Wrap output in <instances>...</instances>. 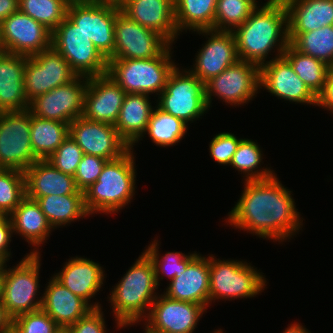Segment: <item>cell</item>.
<instances>
[{"label":"cell","mask_w":333,"mask_h":333,"mask_svg":"<svg viewBox=\"0 0 333 333\" xmlns=\"http://www.w3.org/2000/svg\"><path fill=\"white\" fill-rule=\"evenodd\" d=\"M243 183L240 199L228 212L226 223L279 244L302 230L303 217L297 211L292 191L283 186L276 173Z\"/></svg>","instance_id":"cell-1"},{"label":"cell","mask_w":333,"mask_h":333,"mask_svg":"<svg viewBox=\"0 0 333 333\" xmlns=\"http://www.w3.org/2000/svg\"><path fill=\"white\" fill-rule=\"evenodd\" d=\"M232 32L240 60L261 67L268 62L269 55H273L271 52H277L272 59L281 57L290 44L285 3L283 0H268L263 6L259 4Z\"/></svg>","instance_id":"cell-2"},{"label":"cell","mask_w":333,"mask_h":333,"mask_svg":"<svg viewBox=\"0 0 333 333\" xmlns=\"http://www.w3.org/2000/svg\"><path fill=\"white\" fill-rule=\"evenodd\" d=\"M109 293L117 329L133 326L148 316L158 286L152 260L143 251Z\"/></svg>","instance_id":"cell-3"},{"label":"cell","mask_w":333,"mask_h":333,"mask_svg":"<svg viewBox=\"0 0 333 333\" xmlns=\"http://www.w3.org/2000/svg\"><path fill=\"white\" fill-rule=\"evenodd\" d=\"M130 148L121 157L107 161L97 178L83 191L85 207L90 215L104 213L111 216L131 203L135 195L136 161Z\"/></svg>","instance_id":"cell-4"},{"label":"cell","mask_w":333,"mask_h":333,"mask_svg":"<svg viewBox=\"0 0 333 333\" xmlns=\"http://www.w3.org/2000/svg\"><path fill=\"white\" fill-rule=\"evenodd\" d=\"M172 44L159 56L148 59H109L107 74L127 94H155L163 90L176 65Z\"/></svg>","instance_id":"cell-5"},{"label":"cell","mask_w":333,"mask_h":333,"mask_svg":"<svg viewBox=\"0 0 333 333\" xmlns=\"http://www.w3.org/2000/svg\"><path fill=\"white\" fill-rule=\"evenodd\" d=\"M264 273L246 261L217 259L210 255V305L216 300L247 299L261 294L267 286Z\"/></svg>","instance_id":"cell-6"},{"label":"cell","mask_w":333,"mask_h":333,"mask_svg":"<svg viewBox=\"0 0 333 333\" xmlns=\"http://www.w3.org/2000/svg\"><path fill=\"white\" fill-rule=\"evenodd\" d=\"M156 100L159 109L187 125L201 119L209 110L205 99V84L189 69H179V66L171 72L164 90Z\"/></svg>","instance_id":"cell-7"},{"label":"cell","mask_w":333,"mask_h":333,"mask_svg":"<svg viewBox=\"0 0 333 333\" xmlns=\"http://www.w3.org/2000/svg\"><path fill=\"white\" fill-rule=\"evenodd\" d=\"M41 255L26 253L16 266L7 268L6 265L2 303L12 319L41 309L42 296L38 294Z\"/></svg>","instance_id":"cell-8"},{"label":"cell","mask_w":333,"mask_h":333,"mask_svg":"<svg viewBox=\"0 0 333 333\" xmlns=\"http://www.w3.org/2000/svg\"><path fill=\"white\" fill-rule=\"evenodd\" d=\"M52 47L78 76L95 77L108 70V60L67 16L52 32Z\"/></svg>","instance_id":"cell-9"},{"label":"cell","mask_w":333,"mask_h":333,"mask_svg":"<svg viewBox=\"0 0 333 333\" xmlns=\"http://www.w3.org/2000/svg\"><path fill=\"white\" fill-rule=\"evenodd\" d=\"M258 90L260 91V67L239 60L205 83L206 104L210 109L213 98L217 97L225 105L245 106L257 96Z\"/></svg>","instance_id":"cell-10"},{"label":"cell","mask_w":333,"mask_h":333,"mask_svg":"<svg viewBox=\"0 0 333 333\" xmlns=\"http://www.w3.org/2000/svg\"><path fill=\"white\" fill-rule=\"evenodd\" d=\"M120 11V7L110 4L91 0H71L67 9V17L109 60L114 54V23Z\"/></svg>","instance_id":"cell-11"},{"label":"cell","mask_w":333,"mask_h":333,"mask_svg":"<svg viewBox=\"0 0 333 333\" xmlns=\"http://www.w3.org/2000/svg\"><path fill=\"white\" fill-rule=\"evenodd\" d=\"M31 112H0V168L25 171L39 160L30 140Z\"/></svg>","instance_id":"cell-12"},{"label":"cell","mask_w":333,"mask_h":333,"mask_svg":"<svg viewBox=\"0 0 333 333\" xmlns=\"http://www.w3.org/2000/svg\"><path fill=\"white\" fill-rule=\"evenodd\" d=\"M171 43L160 33L129 19L121 11L114 23L111 59H148L161 55Z\"/></svg>","instance_id":"cell-13"},{"label":"cell","mask_w":333,"mask_h":333,"mask_svg":"<svg viewBox=\"0 0 333 333\" xmlns=\"http://www.w3.org/2000/svg\"><path fill=\"white\" fill-rule=\"evenodd\" d=\"M52 47V32L20 10L0 23V50L30 57Z\"/></svg>","instance_id":"cell-14"},{"label":"cell","mask_w":333,"mask_h":333,"mask_svg":"<svg viewBox=\"0 0 333 333\" xmlns=\"http://www.w3.org/2000/svg\"><path fill=\"white\" fill-rule=\"evenodd\" d=\"M78 75L69 63L53 48L26 56L24 77L28 102L58 86L74 80Z\"/></svg>","instance_id":"cell-15"},{"label":"cell","mask_w":333,"mask_h":333,"mask_svg":"<svg viewBox=\"0 0 333 333\" xmlns=\"http://www.w3.org/2000/svg\"><path fill=\"white\" fill-rule=\"evenodd\" d=\"M88 77L77 76L71 82L35 97L28 110L39 118L70 124L83 114Z\"/></svg>","instance_id":"cell-16"},{"label":"cell","mask_w":333,"mask_h":333,"mask_svg":"<svg viewBox=\"0 0 333 333\" xmlns=\"http://www.w3.org/2000/svg\"><path fill=\"white\" fill-rule=\"evenodd\" d=\"M205 312L200 304L171 299L162 293L151 305L143 324L151 333H194Z\"/></svg>","instance_id":"cell-17"},{"label":"cell","mask_w":333,"mask_h":333,"mask_svg":"<svg viewBox=\"0 0 333 333\" xmlns=\"http://www.w3.org/2000/svg\"><path fill=\"white\" fill-rule=\"evenodd\" d=\"M195 32L208 40L197 51L189 70L204 84L240 60L232 31L208 29Z\"/></svg>","instance_id":"cell-18"},{"label":"cell","mask_w":333,"mask_h":333,"mask_svg":"<svg viewBox=\"0 0 333 333\" xmlns=\"http://www.w3.org/2000/svg\"><path fill=\"white\" fill-rule=\"evenodd\" d=\"M69 135L84 154L108 161L121 157L130 149L114 125L89 121L82 116L69 124Z\"/></svg>","instance_id":"cell-19"},{"label":"cell","mask_w":333,"mask_h":333,"mask_svg":"<svg viewBox=\"0 0 333 333\" xmlns=\"http://www.w3.org/2000/svg\"><path fill=\"white\" fill-rule=\"evenodd\" d=\"M260 89H266L272 96L291 103L307 104V106L317 104V97L283 56L270 59L260 67Z\"/></svg>","instance_id":"cell-20"},{"label":"cell","mask_w":333,"mask_h":333,"mask_svg":"<svg viewBox=\"0 0 333 333\" xmlns=\"http://www.w3.org/2000/svg\"><path fill=\"white\" fill-rule=\"evenodd\" d=\"M126 92L106 73L88 78L82 117L115 125Z\"/></svg>","instance_id":"cell-21"},{"label":"cell","mask_w":333,"mask_h":333,"mask_svg":"<svg viewBox=\"0 0 333 333\" xmlns=\"http://www.w3.org/2000/svg\"><path fill=\"white\" fill-rule=\"evenodd\" d=\"M99 262L87 259L81 256H75L64 263L63 268L52 276L58 280L64 287L68 288L73 294L81 297L92 308H101L100 302L91 303V298L103 286L106 274Z\"/></svg>","instance_id":"cell-22"},{"label":"cell","mask_w":333,"mask_h":333,"mask_svg":"<svg viewBox=\"0 0 333 333\" xmlns=\"http://www.w3.org/2000/svg\"><path fill=\"white\" fill-rule=\"evenodd\" d=\"M210 255L200 253L188 264L185 271L169 282L163 294L178 301L202 305L206 310L210 305Z\"/></svg>","instance_id":"cell-23"},{"label":"cell","mask_w":333,"mask_h":333,"mask_svg":"<svg viewBox=\"0 0 333 333\" xmlns=\"http://www.w3.org/2000/svg\"><path fill=\"white\" fill-rule=\"evenodd\" d=\"M120 9L129 19L157 31L172 45L180 36L175 24L174 0H127Z\"/></svg>","instance_id":"cell-24"},{"label":"cell","mask_w":333,"mask_h":333,"mask_svg":"<svg viewBox=\"0 0 333 333\" xmlns=\"http://www.w3.org/2000/svg\"><path fill=\"white\" fill-rule=\"evenodd\" d=\"M25 69L26 56L0 50V112L29 108L24 86Z\"/></svg>","instance_id":"cell-25"},{"label":"cell","mask_w":333,"mask_h":333,"mask_svg":"<svg viewBox=\"0 0 333 333\" xmlns=\"http://www.w3.org/2000/svg\"><path fill=\"white\" fill-rule=\"evenodd\" d=\"M26 197L37 200L48 195L84 194L74 176L55 168L48 160H37L24 171Z\"/></svg>","instance_id":"cell-26"},{"label":"cell","mask_w":333,"mask_h":333,"mask_svg":"<svg viewBox=\"0 0 333 333\" xmlns=\"http://www.w3.org/2000/svg\"><path fill=\"white\" fill-rule=\"evenodd\" d=\"M50 278L42 294L41 309L60 327H69L93 309L53 276Z\"/></svg>","instance_id":"cell-27"},{"label":"cell","mask_w":333,"mask_h":333,"mask_svg":"<svg viewBox=\"0 0 333 333\" xmlns=\"http://www.w3.org/2000/svg\"><path fill=\"white\" fill-rule=\"evenodd\" d=\"M12 222L13 234L23 237L28 245L34 249L28 254L39 255V247L44 245L54 230L48 222L40 205L32 199L25 197L9 215Z\"/></svg>","instance_id":"cell-28"},{"label":"cell","mask_w":333,"mask_h":333,"mask_svg":"<svg viewBox=\"0 0 333 333\" xmlns=\"http://www.w3.org/2000/svg\"><path fill=\"white\" fill-rule=\"evenodd\" d=\"M150 99L146 94H126L124 98L114 126L130 148L145 138L144 132L155 107Z\"/></svg>","instance_id":"cell-29"},{"label":"cell","mask_w":333,"mask_h":333,"mask_svg":"<svg viewBox=\"0 0 333 333\" xmlns=\"http://www.w3.org/2000/svg\"><path fill=\"white\" fill-rule=\"evenodd\" d=\"M288 33H304L333 25V0H283Z\"/></svg>","instance_id":"cell-30"},{"label":"cell","mask_w":333,"mask_h":333,"mask_svg":"<svg viewBox=\"0 0 333 333\" xmlns=\"http://www.w3.org/2000/svg\"><path fill=\"white\" fill-rule=\"evenodd\" d=\"M36 202L53 229L90 216L85 207L84 194L48 195L39 197Z\"/></svg>","instance_id":"cell-31"},{"label":"cell","mask_w":333,"mask_h":333,"mask_svg":"<svg viewBox=\"0 0 333 333\" xmlns=\"http://www.w3.org/2000/svg\"><path fill=\"white\" fill-rule=\"evenodd\" d=\"M217 0H174L175 24L185 31L214 30Z\"/></svg>","instance_id":"cell-32"},{"label":"cell","mask_w":333,"mask_h":333,"mask_svg":"<svg viewBox=\"0 0 333 333\" xmlns=\"http://www.w3.org/2000/svg\"><path fill=\"white\" fill-rule=\"evenodd\" d=\"M69 135V124L31 114L30 140L39 160L49 158Z\"/></svg>","instance_id":"cell-33"},{"label":"cell","mask_w":333,"mask_h":333,"mask_svg":"<svg viewBox=\"0 0 333 333\" xmlns=\"http://www.w3.org/2000/svg\"><path fill=\"white\" fill-rule=\"evenodd\" d=\"M294 72L317 97L323 90L328 72L332 69L326 63L302 54L289 44L282 55Z\"/></svg>","instance_id":"cell-34"},{"label":"cell","mask_w":333,"mask_h":333,"mask_svg":"<svg viewBox=\"0 0 333 333\" xmlns=\"http://www.w3.org/2000/svg\"><path fill=\"white\" fill-rule=\"evenodd\" d=\"M288 37L296 50L333 68V25L304 33H288Z\"/></svg>","instance_id":"cell-35"},{"label":"cell","mask_w":333,"mask_h":333,"mask_svg":"<svg viewBox=\"0 0 333 333\" xmlns=\"http://www.w3.org/2000/svg\"><path fill=\"white\" fill-rule=\"evenodd\" d=\"M188 128L181 119L162 111L155 105L144 135L147 134L156 146L171 147L183 140Z\"/></svg>","instance_id":"cell-36"},{"label":"cell","mask_w":333,"mask_h":333,"mask_svg":"<svg viewBox=\"0 0 333 333\" xmlns=\"http://www.w3.org/2000/svg\"><path fill=\"white\" fill-rule=\"evenodd\" d=\"M258 143L244 138L240 141L236 152L233 155L230 166L240 174L243 173L245 181H253L272 177L275 172L269 167H262L263 151ZM262 163V164H261ZM261 166V167H260Z\"/></svg>","instance_id":"cell-37"},{"label":"cell","mask_w":333,"mask_h":333,"mask_svg":"<svg viewBox=\"0 0 333 333\" xmlns=\"http://www.w3.org/2000/svg\"><path fill=\"white\" fill-rule=\"evenodd\" d=\"M153 240L154 241H151L152 243L143 251L153 262L157 286H160L159 281L163 280V276L168 277L169 281L180 276L185 271L188 264L199 254L196 251L188 254L176 251L166 252V254L162 256L159 253V241L157 238Z\"/></svg>","instance_id":"cell-38"},{"label":"cell","mask_w":333,"mask_h":333,"mask_svg":"<svg viewBox=\"0 0 333 333\" xmlns=\"http://www.w3.org/2000/svg\"><path fill=\"white\" fill-rule=\"evenodd\" d=\"M71 0H19V10L51 32L66 18Z\"/></svg>","instance_id":"cell-39"},{"label":"cell","mask_w":333,"mask_h":333,"mask_svg":"<svg viewBox=\"0 0 333 333\" xmlns=\"http://www.w3.org/2000/svg\"><path fill=\"white\" fill-rule=\"evenodd\" d=\"M255 0H217L214 30L233 31L258 6Z\"/></svg>","instance_id":"cell-40"},{"label":"cell","mask_w":333,"mask_h":333,"mask_svg":"<svg viewBox=\"0 0 333 333\" xmlns=\"http://www.w3.org/2000/svg\"><path fill=\"white\" fill-rule=\"evenodd\" d=\"M25 197L24 172L0 168V216H9Z\"/></svg>","instance_id":"cell-41"},{"label":"cell","mask_w":333,"mask_h":333,"mask_svg":"<svg viewBox=\"0 0 333 333\" xmlns=\"http://www.w3.org/2000/svg\"><path fill=\"white\" fill-rule=\"evenodd\" d=\"M60 326L42 309L13 318L15 333H55Z\"/></svg>","instance_id":"cell-42"},{"label":"cell","mask_w":333,"mask_h":333,"mask_svg":"<svg viewBox=\"0 0 333 333\" xmlns=\"http://www.w3.org/2000/svg\"><path fill=\"white\" fill-rule=\"evenodd\" d=\"M84 153L70 135L46 160L65 174L74 176Z\"/></svg>","instance_id":"cell-43"},{"label":"cell","mask_w":333,"mask_h":333,"mask_svg":"<svg viewBox=\"0 0 333 333\" xmlns=\"http://www.w3.org/2000/svg\"><path fill=\"white\" fill-rule=\"evenodd\" d=\"M242 139L231 132L216 134L209 144L211 158L220 165L229 166Z\"/></svg>","instance_id":"cell-44"},{"label":"cell","mask_w":333,"mask_h":333,"mask_svg":"<svg viewBox=\"0 0 333 333\" xmlns=\"http://www.w3.org/2000/svg\"><path fill=\"white\" fill-rule=\"evenodd\" d=\"M107 161L99 156L84 154L74 175L77 188L84 191L95 183Z\"/></svg>","instance_id":"cell-45"},{"label":"cell","mask_w":333,"mask_h":333,"mask_svg":"<svg viewBox=\"0 0 333 333\" xmlns=\"http://www.w3.org/2000/svg\"><path fill=\"white\" fill-rule=\"evenodd\" d=\"M93 308L85 316L69 326L72 333H107L104 312Z\"/></svg>","instance_id":"cell-46"},{"label":"cell","mask_w":333,"mask_h":333,"mask_svg":"<svg viewBox=\"0 0 333 333\" xmlns=\"http://www.w3.org/2000/svg\"><path fill=\"white\" fill-rule=\"evenodd\" d=\"M13 237L12 222L9 216H0V255L8 262L12 259L10 243ZM9 247V248H8Z\"/></svg>","instance_id":"cell-47"},{"label":"cell","mask_w":333,"mask_h":333,"mask_svg":"<svg viewBox=\"0 0 333 333\" xmlns=\"http://www.w3.org/2000/svg\"><path fill=\"white\" fill-rule=\"evenodd\" d=\"M316 106L333 114V68L328 72L323 90L317 96Z\"/></svg>","instance_id":"cell-48"},{"label":"cell","mask_w":333,"mask_h":333,"mask_svg":"<svg viewBox=\"0 0 333 333\" xmlns=\"http://www.w3.org/2000/svg\"><path fill=\"white\" fill-rule=\"evenodd\" d=\"M19 10V0H0V23Z\"/></svg>","instance_id":"cell-49"},{"label":"cell","mask_w":333,"mask_h":333,"mask_svg":"<svg viewBox=\"0 0 333 333\" xmlns=\"http://www.w3.org/2000/svg\"><path fill=\"white\" fill-rule=\"evenodd\" d=\"M13 319L7 313L2 301H0V333H7L12 329Z\"/></svg>","instance_id":"cell-50"},{"label":"cell","mask_w":333,"mask_h":333,"mask_svg":"<svg viewBox=\"0 0 333 333\" xmlns=\"http://www.w3.org/2000/svg\"><path fill=\"white\" fill-rule=\"evenodd\" d=\"M282 333H311L301 323L293 322Z\"/></svg>","instance_id":"cell-51"},{"label":"cell","mask_w":333,"mask_h":333,"mask_svg":"<svg viewBox=\"0 0 333 333\" xmlns=\"http://www.w3.org/2000/svg\"><path fill=\"white\" fill-rule=\"evenodd\" d=\"M91 1L120 7L126 0H91Z\"/></svg>","instance_id":"cell-52"},{"label":"cell","mask_w":333,"mask_h":333,"mask_svg":"<svg viewBox=\"0 0 333 333\" xmlns=\"http://www.w3.org/2000/svg\"><path fill=\"white\" fill-rule=\"evenodd\" d=\"M4 277H5V269L2 272H0V301H2V296H3Z\"/></svg>","instance_id":"cell-53"},{"label":"cell","mask_w":333,"mask_h":333,"mask_svg":"<svg viewBox=\"0 0 333 333\" xmlns=\"http://www.w3.org/2000/svg\"><path fill=\"white\" fill-rule=\"evenodd\" d=\"M7 262L8 261L2 255H0V272L6 268Z\"/></svg>","instance_id":"cell-54"},{"label":"cell","mask_w":333,"mask_h":333,"mask_svg":"<svg viewBox=\"0 0 333 333\" xmlns=\"http://www.w3.org/2000/svg\"><path fill=\"white\" fill-rule=\"evenodd\" d=\"M55 333H72L69 327H59Z\"/></svg>","instance_id":"cell-55"},{"label":"cell","mask_w":333,"mask_h":333,"mask_svg":"<svg viewBox=\"0 0 333 333\" xmlns=\"http://www.w3.org/2000/svg\"><path fill=\"white\" fill-rule=\"evenodd\" d=\"M212 333H224V332H223L222 329H220V330H219V329H218V330L216 329V331H214V332H212Z\"/></svg>","instance_id":"cell-56"},{"label":"cell","mask_w":333,"mask_h":333,"mask_svg":"<svg viewBox=\"0 0 333 333\" xmlns=\"http://www.w3.org/2000/svg\"><path fill=\"white\" fill-rule=\"evenodd\" d=\"M143 331H144L143 333H151V332H149V331H148L147 329H145V328L143 329Z\"/></svg>","instance_id":"cell-57"},{"label":"cell","mask_w":333,"mask_h":333,"mask_svg":"<svg viewBox=\"0 0 333 333\" xmlns=\"http://www.w3.org/2000/svg\"><path fill=\"white\" fill-rule=\"evenodd\" d=\"M7 333H15V331L13 329H11L10 331H8Z\"/></svg>","instance_id":"cell-58"}]
</instances>
